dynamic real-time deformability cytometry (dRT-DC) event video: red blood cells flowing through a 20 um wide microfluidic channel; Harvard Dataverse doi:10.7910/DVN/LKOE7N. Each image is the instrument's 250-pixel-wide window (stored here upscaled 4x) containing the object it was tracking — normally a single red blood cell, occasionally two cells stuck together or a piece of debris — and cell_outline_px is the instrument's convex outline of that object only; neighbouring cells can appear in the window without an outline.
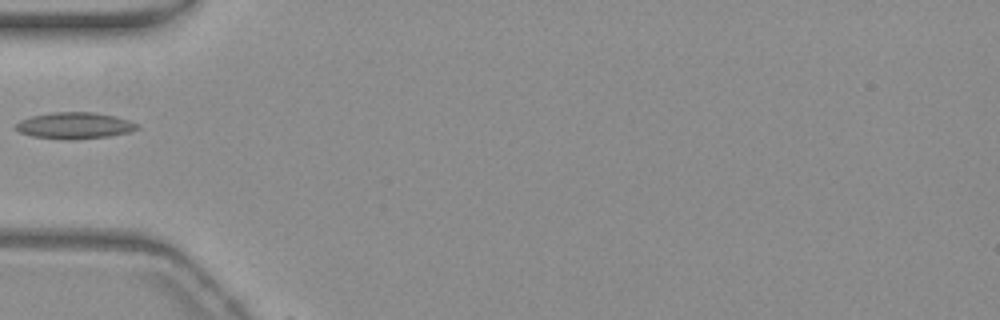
{"species": "common noctule bat (a hibernating species)", "species_latin": "Nyctalus noctula", "temperature_condition": "warm", "stored_images_in_passage": 3, "camera_frame_rate_fps": 3000, "um_per_image_px": 0.085, "animal": {"sex": "female", "body_mass_g": 19.3, "forearm_length_mm": 54.1}, "frame": {"image": 1, "passage_image": 1, "time_ms": 0.0, "image_size_px": [1000, 320], "cell_outline_px": [[140, 128], [128, 132], [108, 136], [72, 140], [60, 140], [32, 136], [20, 132], [16, 128], [16, 124], [20, 120], [32, 116], [52, 112], [92, 112], [116, 116], [128, 120], [136, 124]], "centroid_in_image_um": [6.32, 10.68], "position_along_channel_um": 78.7, "area_um2": 18.67}}